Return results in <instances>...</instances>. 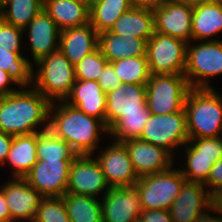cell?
I'll return each mask as SVG.
<instances>
[{"label": "cell", "instance_id": "1", "mask_svg": "<svg viewBox=\"0 0 222 222\" xmlns=\"http://www.w3.org/2000/svg\"><path fill=\"white\" fill-rule=\"evenodd\" d=\"M26 89L0 97L1 132L17 136L48 130L51 102L33 87Z\"/></svg>", "mask_w": 222, "mask_h": 222}, {"label": "cell", "instance_id": "2", "mask_svg": "<svg viewBox=\"0 0 222 222\" xmlns=\"http://www.w3.org/2000/svg\"><path fill=\"white\" fill-rule=\"evenodd\" d=\"M55 105L57 103L52 102L50 106L48 129L56 137L64 140L77 155L93 157L101 140L100 135L108 134L105 124L64 101Z\"/></svg>", "mask_w": 222, "mask_h": 222}, {"label": "cell", "instance_id": "3", "mask_svg": "<svg viewBox=\"0 0 222 222\" xmlns=\"http://www.w3.org/2000/svg\"><path fill=\"white\" fill-rule=\"evenodd\" d=\"M184 110L189 138L222 136V94L214 88H191Z\"/></svg>", "mask_w": 222, "mask_h": 222}, {"label": "cell", "instance_id": "4", "mask_svg": "<svg viewBox=\"0 0 222 222\" xmlns=\"http://www.w3.org/2000/svg\"><path fill=\"white\" fill-rule=\"evenodd\" d=\"M33 88L51 103L64 101L76 81L75 66L57 50L36 63Z\"/></svg>", "mask_w": 222, "mask_h": 222}, {"label": "cell", "instance_id": "5", "mask_svg": "<svg viewBox=\"0 0 222 222\" xmlns=\"http://www.w3.org/2000/svg\"><path fill=\"white\" fill-rule=\"evenodd\" d=\"M186 181L179 168L139 178L134 187L139 195L142 210H168Z\"/></svg>", "mask_w": 222, "mask_h": 222}, {"label": "cell", "instance_id": "6", "mask_svg": "<svg viewBox=\"0 0 222 222\" xmlns=\"http://www.w3.org/2000/svg\"><path fill=\"white\" fill-rule=\"evenodd\" d=\"M190 89L184 75L151 74L146 85L148 110L157 115L179 112Z\"/></svg>", "mask_w": 222, "mask_h": 222}, {"label": "cell", "instance_id": "7", "mask_svg": "<svg viewBox=\"0 0 222 222\" xmlns=\"http://www.w3.org/2000/svg\"><path fill=\"white\" fill-rule=\"evenodd\" d=\"M222 74V40L187 44L186 77L190 88H213L209 78Z\"/></svg>", "mask_w": 222, "mask_h": 222}, {"label": "cell", "instance_id": "8", "mask_svg": "<svg viewBox=\"0 0 222 222\" xmlns=\"http://www.w3.org/2000/svg\"><path fill=\"white\" fill-rule=\"evenodd\" d=\"M187 44L181 39L154 31L146 50L150 74L184 75Z\"/></svg>", "mask_w": 222, "mask_h": 222}, {"label": "cell", "instance_id": "9", "mask_svg": "<svg viewBox=\"0 0 222 222\" xmlns=\"http://www.w3.org/2000/svg\"><path fill=\"white\" fill-rule=\"evenodd\" d=\"M139 139L163 148L173 156L175 151L172 150L189 141L184 108L172 114H151Z\"/></svg>", "mask_w": 222, "mask_h": 222}, {"label": "cell", "instance_id": "10", "mask_svg": "<svg viewBox=\"0 0 222 222\" xmlns=\"http://www.w3.org/2000/svg\"><path fill=\"white\" fill-rule=\"evenodd\" d=\"M73 160H38L24 177L43 197H62L67 190Z\"/></svg>", "mask_w": 222, "mask_h": 222}, {"label": "cell", "instance_id": "11", "mask_svg": "<svg viewBox=\"0 0 222 222\" xmlns=\"http://www.w3.org/2000/svg\"><path fill=\"white\" fill-rule=\"evenodd\" d=\"M96 157L110 188L133 187L139 180L124 143L113 141Z\"/></svg>", "mask_w": 222, "mask_h": 222}, {"label": "cell", "instance_id": "12", "mask_svg": "<svg viewBox=\"0 0 222 222\" xmlns=\"http://www.w3.org/2000/svg\"><path fill=\"white\" fill-rule=\"evenodd\" d=\"M92 155H77L70 166L69 182L66 193L92 196L104 191H109L110 187L97 160ZM101 192V193H100Z\"/></svg>", "mask_w": 222, "mask_h": 222}, {"label": "cell", "instance_id": "13", "mask_svg": "<svg viewBox=\"0 0 222 222\" xmlns=\"http://www.w3.org/2000/svg\"><path fill=\"white\" fill-rule=\"evenodd\" d=\"M153 14L155 32L186 43L192 42V6L179 0H169L153 10Z\"/></svg>", "mask_w": 222, "mask_h": 222}, {"label": "cell", "instance_id": "14", "mask_svg": "<svg viewBox=\"0 0 222 222\" xmlns=\"http://www.w3.org/2000/svg\"><path fill=\"white\" fill-rule=\"evenodd\" d=\"M1 187L10 211V222L33 221L43 196L25 178L13 177Z\"/></svg>", "mask_w": 222, "mask_h": 222}, {"label": "cell", "instance_id": "15", "mask_svg": "<svg viewBox=\"0 0 222 222\" xmlns=\"http://www.w3.org/2000/svg\"><path fill=\"white\" fill-rule=\"evenodd\" d=\"M124 144L138 178L166 171L176 162L168 151L146 141L134 139Z\"/></svg>", "mask_w": 222, "mask_h": 222}, {"label": "cell", "instance_id": "16", "mask_svg": "<svg viewBox=\"0 0 222 222\" xmlns=\"http://www.w3.org/2000/svg\"><path fill=\"white\" fill-rule=\"evenodd\" d=\"M101 200L103 222H134L142 213L136 188H110Z\"/></svg>", "mask_w": 222, "mask_h": 222}, {"label": "cell", "instance_id": "17", "mask_svg": "<svg viewBox=\"0 0 222 222\" xmlns=\"http://www.w3.org/2000/svg\"><path fill=\"white\" fill-rule=\"evenodd\" d=\"M211 200L212 196L204 184L185 181L169 209L173 222H194L211 208Z\"/></svg>", "mask_w": 222, "mask_h": 222}, {"label": "cell", "instance_id": "18", "mask_svg": "<svg viewBox=\"0 0 222 222\" xmlns=\"http://www.w3.org/2000/svg\"><path fill=\"white\" fill-rule=\"evenodd\" d=\"M146 85L123 83L106 93L105 126L109 129L123 113L142 111L147 107Z\"/></svg>", "mask_w": 222, "mask_h": 222}, {"label": "cell", "instance_id": "19", "mask_svg": "<svg viewBox=\"0 0 222 222\" xmlns=\"http://www.w3.org/2000/svg\"><path fill=\"white\" fill-rule=\"evenodd\" d=\"M28 31L32 60L36 64L59 50L60 30L54 20L42 9L23 29Z\"/></svg>", "mask_w": 222, "mask_h": 222}, {"label": "cell", "instance_id": "20", "mask_svg": "<svg viewBox=\"0 0 222 222\" xmlns=\"http://www.w3.org/2000/svg\"><path fill=\"white\" fill-rule=\"evenodd\" d=\"M64 102L105 124L106 93L97 80H76Z\"/></svg>", "mask_w": 222, "mask_h": 222}, {"label": "cell", "instance_id": "21", "mask_svg": "<svg viewBox=\"0 0 222 222\" xmlns=\"http://www.w3.org/2000/svg\"><path fill=\"white\" fill-rule=\"evenodd\" d=\"M97 48L98 32L90 23L60 31L59 50L74 66Z\"/></svg>", "mask_w": 222, "mask_h": 222}, {"label": "cell", "instance_id": "22", "mask_svg": "<svg viewBox=\"0 0 222 222\" xmlns=\"http://www.w3.org/2000/svg\"><path fill=\"white\" fill-rule=\"evenodd\" d=\"M147 40L105 31L98 34V48L108 62L124 58L146 56Z\"/></svg>", "mask_w": 222, "mask_h": 222}, {"label": "cell", "instance_id": "23", "mask_svg": "<svg viewBox=\"0 0 222 222\" xmlns=\"http://www.w3.org/2000/svg\"><path fill=\"white\" fill-rule=\"evenodd\" d=\"M43 10L60 31L89 23V6L75 0H43Z\"/></svg>", "mask_w": 222, "mask_h": 222}, {"label": "cell", "instance_id": "24", "mask_svg": "<svg viewBox=\"0 0 222 222\" xmlns=\"http://www.w3.org/2000/svg\"><path fill=\"white\" fill-rule=\"evenodd\" d=\"M222 32V4L216 0L193 7L192 41H216L214 35Z\"/></svg>", "mask_w": 222, "mask_h": 222}, {"label": "cell", "instance_id": "25", "mask_svg": "<svg viewBox=\"0 0 222 222\" xmlns=\"http://www.w3.org/2000/svg\"><path fill=\"white\" fill-rule=\"evenodd\" d=\"M37 132L27 135L13 136L4 164L12 167V178H24L32 169L37 159Z\"/></svg>", "mask_w": 222, "mask_h": 222}, {"label": "cell", "instance_id": "26", "mask_svg": "<svg viewBox=\"0 0 222 222\" xmlns=\"http://www.w3.org/2000/svg\"><path fill=\"white\" fill-rule=\"evenodd\" d=\"M110 32L124 36L130 35L148 41L154 33L153 11L131 7L119 17Z\"/></svg>", "mask_w": 222, "mask_h": 222}, {"label": "cell", "instance_id": "27", "mask_svg": "<svg viewBox=\"0 0 222 222\" xmlns=\"http://www.w3.org/2000/svg\"><path fill=\"white\" fill-rule=\"evenodd\" d=\"M131 7L130 0H94L89 7V23L98 34L110 31L119 17Z\"/></svg>", "mask_w": 222, "mask_h": 222}, {"label": "cell", "instance_id": "28", "mask_svg": "<svg viewBox=\"0 0 222 222\" xmlns=\"http://www.w3.org/2000/svg\"><path fill=\"white\" fill-rule=\"evenodd\" d=\"M62 198L71 222H103L101 201L96 197L65 193Z\"/></svg>", "mask_w": 222, "mask_h": 222}, {"label": "cell", "instance_id": "29", "mask_svg": "<svg viewBox=\"0 0 222 222\" xmlns=\"http://www.w3.org/2000/svg\"><path fill=\"white\" fill-rule=\"evenodd\" d=\"M151 116L148 106L142 111L123 113L109 129L108 136L119 143L139 139L143 128Z\"/></svg>", "mask_w": 222, "mask_h": 222}, {"label": "cell", "instance_id": "30", "mask_svg": "<svg viewBox=\"0 0 222 222\" xmlns=\"http://www.w3.org/2000/svg\"><path fill=\"white\" fill-rule=\"evenodd\" d=\"M21 53L10 52L0 46V69L8 72L19 88L32 87L34 65Z\"/></svg>", "mask_w": 222, "mask_h": 222}, {"label": "cell", "instance_id": "31", "mask_svg": "<svg viewBox=\"0 0 222 222\" xmlns=\"http://www.w3.org/2000/svg\"><path fill=\"white\" fill-rule=\"evenodd\" d=\"M43 9V0H8L2 5V19L21 29Z\"/></svg>", "mask_w": 222, "mask_h": 222}, {"label": "cell", "instance_id": "32", "mask_svg": "<svg viewBox=\"0 0 222 222\" xmlns=\"http://www.w3.org/2000/svg\"><path fill=\"white\" fill-rule=\"evenodd\" d=\"M37 159L42 161L73 160L77 154L49 129L37 132Z\"/></svg>", "mask_w": 222, "mask_h": 222}, {"label": "cell", "instance_id": "33", "mask_svg": "<svg viewBox=\"0 0 222 222\" xmlns=\"http://www.w3.org/2000/svg\"><path fill=\"white\" fill-rule=\"evenodd\" d=\"M111 63L122 83L147 85L151 74L146 56L129 57Z\"/></svg>", "mask_w": 222, "mask_h": 222}, {"label": "cell", "instance_id": "34", "mask_svg": "<svg viewBox=\"0 0 222 222\" xmlns=\"http://www.w3.org/2000/svg\"><path fill=\"white\" fill-rule=\"evenodd\" d=\"M186 155L185 169L179 168L180 172L185 177L186 181L205 184L210 170L217 161L215 157L198 156L187 143L184 145Z\"/></svg>", "mask_w": 222, "mask_h": 222}, {"label": "cell", "instance_id": "35", "mask_svg": "<svg viewBox=\"0 0 222 222\" xmlns=\"http://www.w3.org/2000/svg\"><path fill=\"white\" fill-rule=\"evenodd\" d=\"M33 222H71L62 197H43Z\"/></svg>", "mask_w": 222, "mask_h": 222}, {"label": "cell", "instance_id": "36", "mask_svg": "<svg viewBox=\"0 0 222 222\" xmlns=\"http://www.w3.org/2000/svg\"><path fill=\"white\" fill-rule=\"evenodd\" d=\"M107 62L101 50L97 48L75 65L76 80H98Z\"/></svg>", "mask_w": 222, "mask_h": 222}, {"label": "cell", "instance_id": "37", "mask_svg": "<svg viewBox=\"0 0 222 222\" xmlns=\"http://www.w3.org/2000/svg\"><path fill=\"white\" fill-rule=\"evenodd\" d=\"M187 144L198 153V156L222 158V136L207 138H189Z\"/></svg>", "mask_w": 222, "mask_h": 222}, {"label": "cell", "instance_id": "38", "mask_svg": "<svg viewBox=\"0 0 222 222\" xmlns=\"http://www.w3.org/2000/svg\"><path fill=\"white\" fill-rule=\"evenodd\" d=\"M23 29L0 20V46L10 52H21Z\"/></svg>", "mask_w": 222, "mask_h": 222}, {"label": "cell", "instance_id": "39", "mask_svg": "<svg viewBox=\"0 0 222 222\" xmlns=\"http://www.w3.org/2000/svg\"><path fill=\"white\" fill-rule=\"evenodd\" d=\"M97 82L105 93L115 90L123 84L115 73L111 62L105 64Z\"/></svg>", "mask_w": 222, "mask_h": 222}, {"label": "cell", "instance_id": "40", "mask_svg": "<svg viewBox=\"0 0 222 222\" xmlns=\"http://www.w3.org/2000/svg\"><path fill=\"white\" fill-rule=\"evenodd\" d=\"M204 185L211 196L217 191L222 190V158L214 163Z\"/></svg>", "mask_w": 222, "mask_h": 222}, {"label": "cell", "instance_id": "41", "mask_svg": "<svg viewBox=\"0 0 222 222\" xmlns=\"http://www.w3.org/2000/svg\"><path fill=\"white\" fill-rule=\"evenodd\" d=\"M140 216L145 222H173L168 210H143Z\"/></svg>", "mask_w": 222, "mask_h": 222}, {"label": "cell", "instance_id": "42", "mask_svg": "<svg viewBox=\"0 0 222 222\" xmlns=\"http://www.w3.org/2000/svg\"><path fill=\"white\" fill-rule=\"evenodd\" d=\"M10 84H17L8 72L0 69V97L9 95L18 91L16 88H10ZM9 86V87H8Z\"/></svg>", "mask_w": 222, "mask_h": 222}, {"label": "cell", "instance_id": "43", "mask_svg": "<svg viewBox=\"0 0 222 222\" xmlns=\"http://www.w3.org/2000/svg\"><path fill=\"white\" fill-rule=\"evenodd\" d=\"M12 141V135L0 131V165L5 163Z\"/></svg>", "mask_w": 222, "mask_h": 222}, {"label": "cell", "instance_id": "44", "mask_svg": "<svg viewBox=\"0 0 222 222\" xmlns=\"http://www.w3.org/2000/svg\"><path fill=\"white\" fill-rule=\"evenodd\" d=\"M169 0H130L133 7L155 10Z\"/></svg>", "mask_w": 222, "mask_h": 222}, {"label": "cell", "instance_id": "45", "mask_svg": "<svg viewBox=\"0 0 222 222\" xmlns=\"http://www.w3.org/2000/svg\"><path fill=\"white\" fill-rule=\"evenodd\" d=\"M0 222H10V211L2 187L0 188Z\"/></svg>", "mask_w": 222, "mask_h": 222}, {"label": "cell", "instance_id": "46", "mask_svg": "<svg viewBox=\"0 0 222 222\" xmlns=\"http://www.w3.org/2000/svg\"><path fill=\"white\" fill-rule=\"evenodd\" d=\"M211 211L213 214H216L217 212L218 215L220 214L222 216V190H219L212 195Z\"/></svg>", "mask_w": 222, "mask_h": 222}, {"label": "cell", "instance_id": "47", "mask_svg": "<svg viewBox=\"0 0 222 222\" xmlns=\"http://www.w3.org/2000/svg\"><path fill=\"white\" fill-rule=\"evenodd\" d=\"M211 208L207 210V212H204L202 215L198 216L197 219L194 222H222V216L217 215L214 216L210 214Z\"/></svg>", "mask_w": 222, "mask_h": 222}, {"label": "cell", "instance_id": "48", "mask_svg": "<svg viewBox=\"0 0 222 222\" xmlns=\"http://www.w3.org/2000/svg\"><path fill=\"white\" fill-rule=\"evenodd\" d=\"M179 1L185 2L189 6L194 7V6L201 5V4L211 3L216 0H179Z\"/></svg>", "mask_w": 222, "mask_h": 222}, {"label": "cell", "instance_id": "49", "mask_svg": "<svg viewBox=\"0 0 222 222\" xmlns=\"http://www.w3.org/2000/svg\"><path fill=\"white\" fill-rule=\"evenodd\" d=\"M75 1H79L82 2L84 4H87L90 7V4L94 1V0H75Z\"/></svg>", "mask_w": 222, "mask_h": 222}, {"label": "cell", "instance_id": "50", "mask_svg": "<svg viewBox=\"0 0 222 222\" xmlns=\"http://www.w3.org/2000/svg\"><path fill=\"white\" fill-rule=\"evenodd\" d=\"M134 222H145L141 216L137 217Z\"/></svg>", "mask_w": 222, "mask_h": 222}, {"label": "cell", "instance_id": "51", "mask_svg": "<svg viewBox=\"0 0 222 222\" xmlns=\"http://www.w3.org/2000/svg\"><path fill=\"white\" fill-rule=\"evenodd\" d=\"M2 19V6L0 5V20Z\"/></svg>", "mask_w": 222, "mask_h": 222}, {"label": "cell", "instance_id": "52", "mask_svg": "<svg viewBox=\"0 0 222 222\" xmlns=\"http://www.w3.org/2000/svg\"><path fill=\"white\" fill-rule=\"evenodd\" d=\"M8 0H0V5L2 6Z\"/></svg>", "mask_w": 222, "mask_h": 222}]
</instances>
